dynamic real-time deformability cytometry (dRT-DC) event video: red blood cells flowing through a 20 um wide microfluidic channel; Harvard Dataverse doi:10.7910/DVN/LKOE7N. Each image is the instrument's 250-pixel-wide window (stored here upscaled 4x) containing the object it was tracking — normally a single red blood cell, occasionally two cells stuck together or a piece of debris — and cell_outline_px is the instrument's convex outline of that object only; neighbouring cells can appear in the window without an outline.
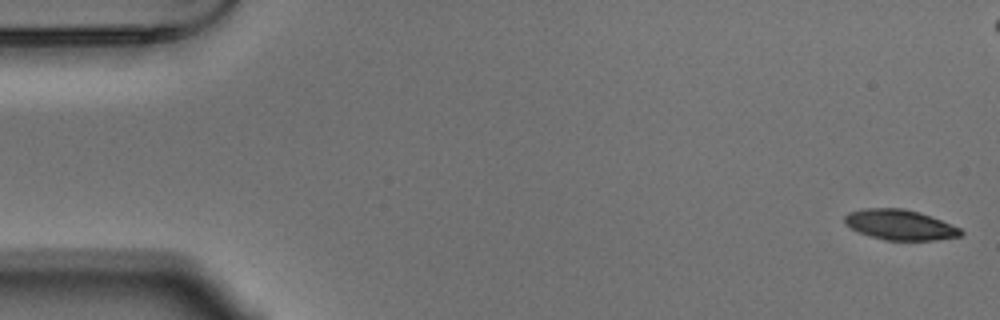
{"species": "Egyptian fruit bat (a non-hibernating species)", "species_latin": "Rousettus aegyptiacus", "temperature_condition": "warm", "stored_images_in_passage": 55, "camera_frame_rate_fps": 3000, "um_per_image_px": 0.085, "animal": {"sex": "male"}, "frame": {"image": 1, "passage_image": 1, "time_ms": 0.0, "image_size_px": [1000, 320], "cell_outline_px": [[964, 232], [960, 236], [936, 240], [884, 240], [868, 236], [844, 224], [844, 216], [848, 212], [864, 208], [904, 208], [920, 212], [960, 228]], "centroid_in_image_um": [76.47, 19.1], "position_along_channel_um": 8.5, "area_um2": 20.52}}
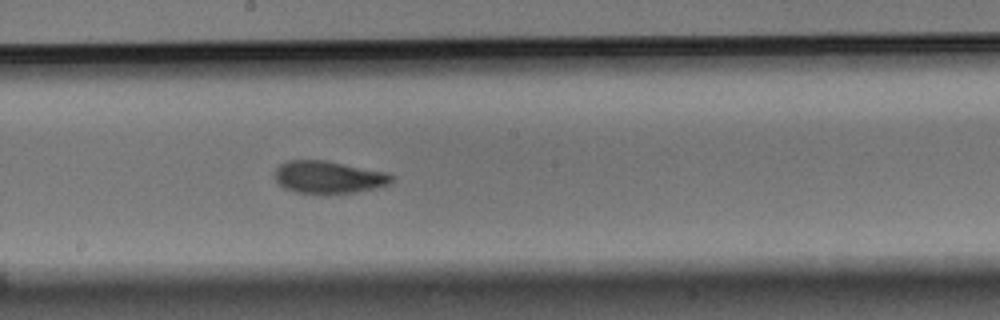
{"frame": {"image": 2, "passage_image": 29, "time_ms": 9.333, "image_size_px": [1000, 320], "cell_outline_px": [[392, 180], [388, 184], [376, 188], [356, 192], [324, 196], [296, 192], [284, 188], [276, 180], [276, 168], [280, 164], [288, 160], [324, 160], [388, 172], [392, 176]], "centroid_in_image_um": [27.92, 15.09], "position_along_channel_um": 220.3, "area_um2": 22.48}}
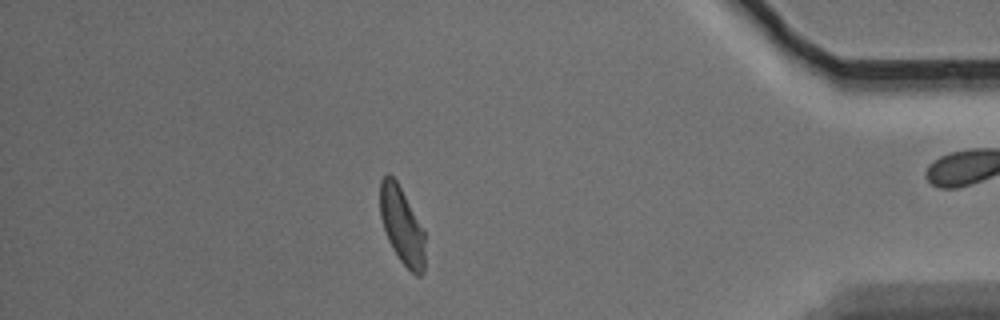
{"frame": {"image": 3, "passage_image": 47, "time_ms": 15.333, "image_size_px": [1000, 320], "cell_outline_px": [[424, 272], [420, 276], [416, 276], [400, 260], [392, 248], [388, 240], [380, 216], [380, 180], [388, 172], [396, 180], [424, 228]], "centroid_in_image_um": [34.16, 19.16], "position_along_channel_um": 401.0, "area_um2": 20.17}, "authors_computed_cell_mechanics": {"area_um2": 21.386, "velocity_mm_per_s": 3.6838, "shape_relaxation_time_tau1_ms": 4.8171, "shape_relaxation_time_tau2_ms": 2.2984, "deformation_change_tau1": 0.1424, "deformation_change_tau2": 0.0748}}